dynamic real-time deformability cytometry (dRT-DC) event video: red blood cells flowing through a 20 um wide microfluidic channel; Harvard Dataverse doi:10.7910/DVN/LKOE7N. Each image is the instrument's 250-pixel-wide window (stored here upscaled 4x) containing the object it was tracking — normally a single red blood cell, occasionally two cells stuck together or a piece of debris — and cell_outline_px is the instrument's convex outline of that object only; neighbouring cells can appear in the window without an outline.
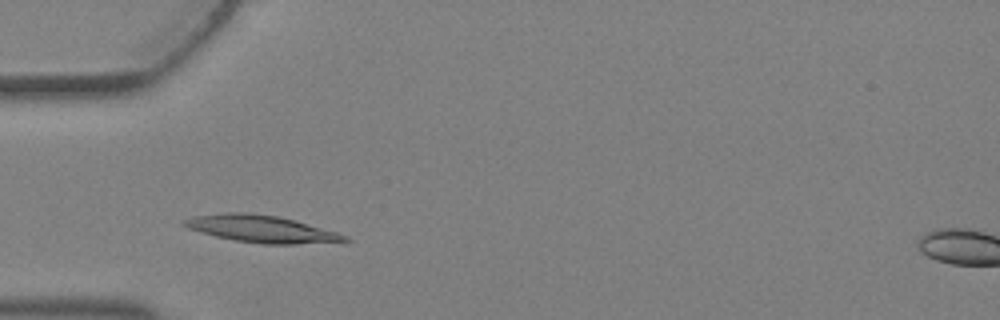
{"species": "Egyptian fruit bat (a non-hibernating species)", "species_latin": "Rousettus aegyptiacus", "temperature_condition": "warm", "stored_images_in_passage": 1, "camera_frame_rate_fps": 3000, "um_per_image_px": 0.085, "animal": {"sex": "female"}, "frame": {"image": 1, "passage_image": 1, "time_ms": 0.0, "image_size_px": [1000, 320], "cell_outline_px": [[352, 240], [296, 244], [264, 244], [236, 240], [216, 236], [188, 228], [184, 224], [184, 220], [196, 216], [224, 212], [244, 212], [280, 216], [336, 232], [348, 236]], "centroid_in_image_um": [22.23, 19.45], "position_along_channel_um": 62.8, "area_um2": 24.85}}